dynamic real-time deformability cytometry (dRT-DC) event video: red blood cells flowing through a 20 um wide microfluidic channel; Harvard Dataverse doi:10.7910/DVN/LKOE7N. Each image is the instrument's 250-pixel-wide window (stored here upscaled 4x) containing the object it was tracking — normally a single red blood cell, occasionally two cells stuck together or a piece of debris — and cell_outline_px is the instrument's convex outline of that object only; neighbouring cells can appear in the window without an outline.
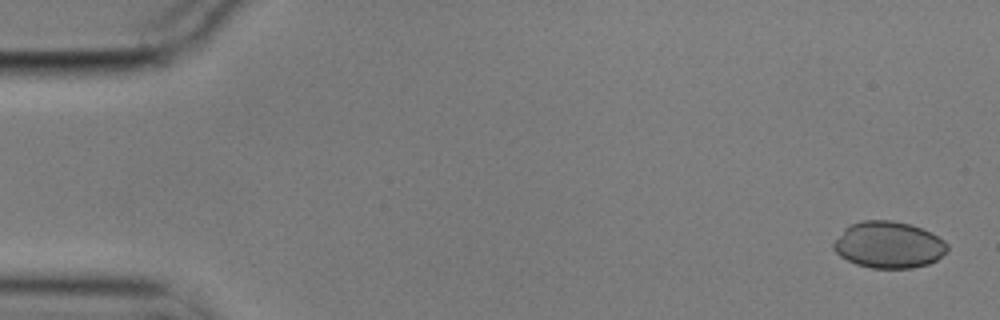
{"species": "common noctule bat (a hibernating species)", "species_latin": "Nyctalus noctula", "temperature_condition": "cold", "stored_images_in_passage": 55, "camera_frame_rate_fps": 3000, "um_per_image_px": 0.085, "animal": {"sex": "male", "body_mass_g": 17.9}, "frame": {"image": 1, "passage_image": 1, "time_ms": 0.0, "image_size_px": [1000, 320], "cell_outline_px": [[948, 252], [936, 260], [928, 264], [912, 268], [872, 268], [856, 264], [840, 256], [832, 248], [832, 244], [844, 228], [852, 224], [864, 220], [892, 220], [912, 224], [932, 232], [944, 240], [948, 244]], "centroid_in_image_um": [75.56, 20.8], "position_along_channel_um": 9.4, "area_um2": 31.15}}
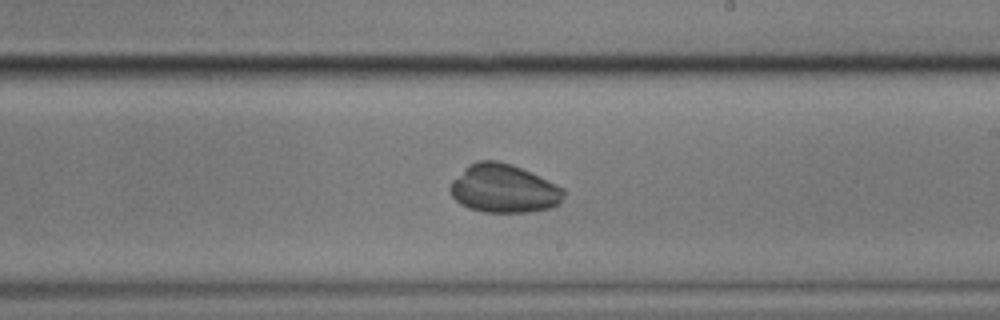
{"frame": {"image": 2, "passage_image": 32, "time_ms": 10.333, "image_size_px": [1000, 320], "cell_outline_px": [[564, 196], [560, 204], [552, 208], [532, 212], [484, 212], [468, 208], [460, 204], [452, 196], [448, 188], [452, 180], [468, 164], [476, 160], [496, 160], [512, 164], [556, 184], [564, 188]], "centroid_in_image_um": [42.8, 16.03], "position_along_channel_um": 246.2, "area_um2": 32.37}}
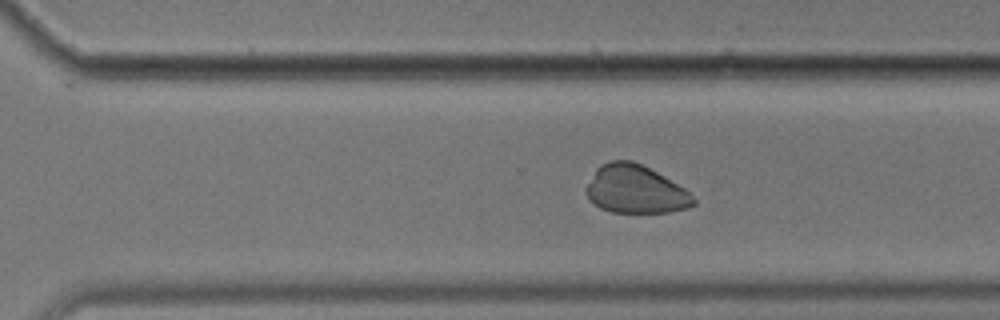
{"frame": {"image": 3, "passage_image": 38, "time_ms": 12.333, "image_size_px": [1000, 320], "cell_outline_px": [[696, 204], [688, 208], [668, 212], [612, 212], [600, 208], [588, 200], [584, 192], [584, 188], [596, 168], [600, 164], [612, 160], [632, 160], [656, 172], [684, 188], [696, 200]], "centroid_in_image_um": [53.95, 16.1], "position_along_channel_um": 316.6, "area_um2": 30.17}}